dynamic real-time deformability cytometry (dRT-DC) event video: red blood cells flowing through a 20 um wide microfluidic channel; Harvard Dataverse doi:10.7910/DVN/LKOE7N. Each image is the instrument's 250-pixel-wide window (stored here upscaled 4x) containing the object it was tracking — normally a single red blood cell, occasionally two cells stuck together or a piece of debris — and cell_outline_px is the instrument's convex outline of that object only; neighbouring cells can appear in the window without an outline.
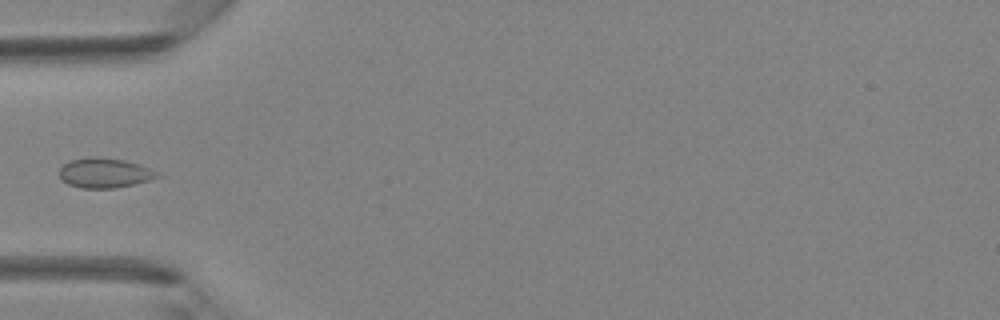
{"species": "Egyptian fruit bat (a non-hibernating species)", "species_latin": "Rousettus aegyptiacus", "temperature_condition": "room temperature", "stored_images_in_passage": 5, "camera_frame_rate_fps": 3000, "um_per_image_px": 0.085, "animal": {"sex": "female"}, "frame": {"image": 1, "passage_image": 5, "time_ms": 4.667, "image_size_px": [1000, 320], "cell_outline_px": [[160, 176], [136, 184], [112, 188], [80, 188], [68, 184], [60, 180], [60, 168], [64, 164], [72, 160], [88, 156], [100, 156], [124, 160], [140, 164], [156, 172]], "centroid_in_image_um": [8.85, 14.69], "position_along_channel_um": 76.1, "area_um2": 17.05}}